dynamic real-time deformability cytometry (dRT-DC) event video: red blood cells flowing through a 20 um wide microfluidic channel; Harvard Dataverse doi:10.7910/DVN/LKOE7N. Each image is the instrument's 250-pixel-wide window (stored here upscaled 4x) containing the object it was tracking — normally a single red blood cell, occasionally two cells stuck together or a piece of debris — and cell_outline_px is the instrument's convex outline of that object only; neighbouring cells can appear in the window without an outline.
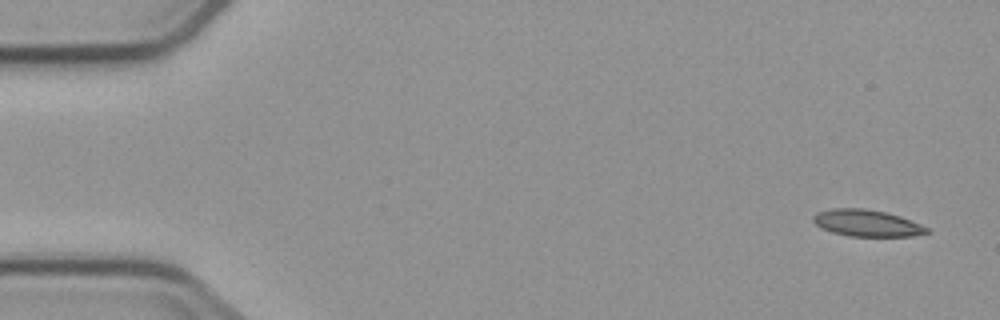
{"species": "common noctule bat (a hibernating species)", "species_latin": "Nyctalus noctula", "temperature_condition": "cold", "stored_images_in_passage": 5, "camera_frame_rate_fps": 3000, "um_per_image_px": 0.085, "animal": {"sex": "male", "body_mass_g": 23.1, "forearm_length_mm": 52.7}, "frame": {"image": 1, "passage_image": 1, "time_ms": 0.0, "image_size_px": [1000, 320], "cell_outline_px": [[928, 232], [912, 236], [848, 236], [832, 232], [820, 228], [812, 220], [812, 216], [816, 212], [832, 208], [864, 208], [884, 212], [900, 216], [920, 224], [928, 228]], "centroid_in_image_um": [73.62, 18.96], "position_along_channel_um": 11.4, "area_um2": 17.63}}
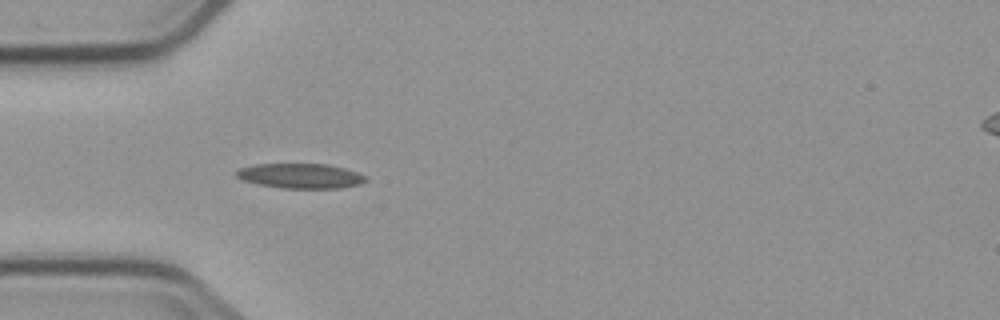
{"frame": {"image": 2, "passage_image": 5, "time_ms": 4.667, "image_size_px": [1000, 320], "cell_outline_px": [[368, 180], [360, 184], [340, 188], [280, 188], [256, 184], [244, 180], [236, 176], [236, 168], [256, 164], [328, 164], [344, 168], [368, 176]], "centroid_in_image_um": [25.54, 14.95], "position_along_channel_um": 59.5, "area_um2": 18.9}}